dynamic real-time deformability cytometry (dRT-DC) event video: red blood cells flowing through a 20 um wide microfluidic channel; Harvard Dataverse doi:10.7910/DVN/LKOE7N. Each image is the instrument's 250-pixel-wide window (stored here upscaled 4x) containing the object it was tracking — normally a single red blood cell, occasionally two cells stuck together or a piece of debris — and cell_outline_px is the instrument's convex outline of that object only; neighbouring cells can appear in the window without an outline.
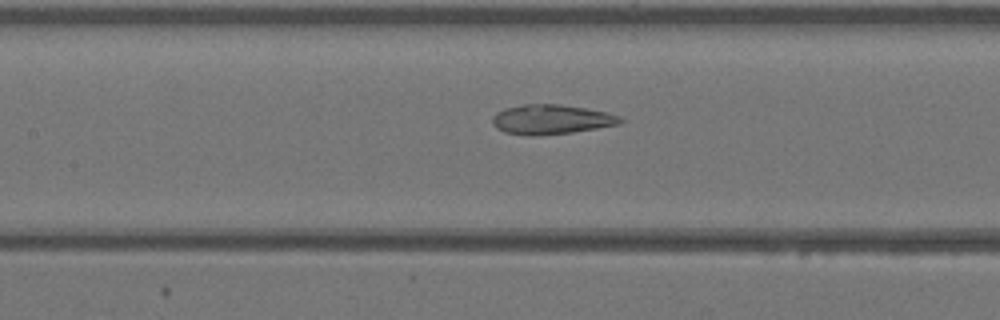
{"species": "Egyptian fruit bat (a non-hibernating species)", "species_latin": "Rousettus aegyptiacus", "temperature_condition": "warm", "stored_images_in_passage": 33, "camera_frame_rate_fps": 3000, "um_per_image_px": 0.085, "animal": {"sex": "female"}, "frame": {"image": 1, "passage_image": 10, "time_ms": 3.0, "image_size_px": [1000, 320], "cell_outline_px": [[624, 120], [620, 124], [572, 132], [536, 136], [528, 136], [504, 132], [496, 128], [492, 124], [492, 116], [496, 112], [504, 108], [520, 104], [560, 104], [608, 112], [620, 116]], "centroid_in_image_um": [46.82, 10.15], "position_along_channel_um": 160.6, "area_um2": 22.31}}
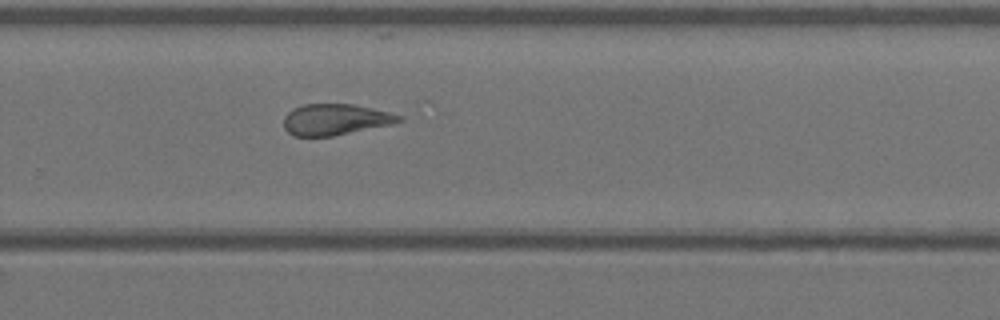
{"frame": {"image": 2, "passage_image": 19, "time_ms": 6.0, "image_size_px": [1000, 320], "cell_outline_px": [[404, 120], [392, 124], [332, 136], [292, 136], [284, 128], [284, 116], [292, 108], [304, 104], [352, 104], [388, 112], [400, 116]], "centroid_in_image_um": [28.46, 10.16], "position_along_channel_um": 301.3, "area_um2": 20.75}}
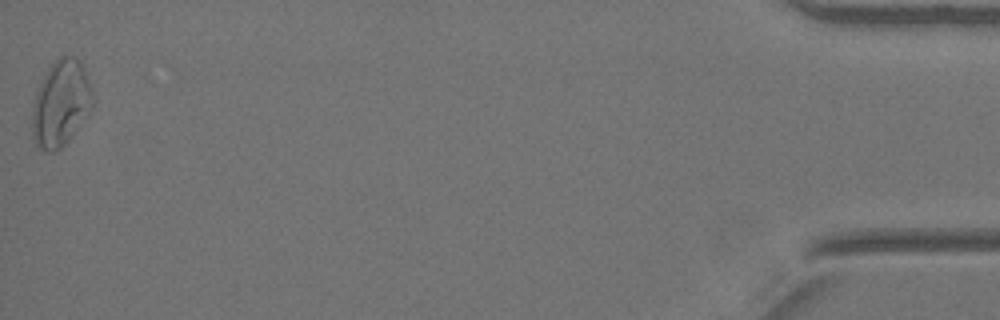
{"frame": {"image": 3, "passage_image": 33, "time_ms": 10.667, "image_size_px": [1000, 320], "cell_outline_px": [[92, 108], [68, 140], [56, 152], [48, 152], [36, 148], [32, 136], [32, 108], [36, 92], [48, 68], [60, 56], [76, 56], [84, 64], [92, 92]], "centroid_in_image_um": [5.15, 8.79], "position_along_channel_um": 430.0, "area_um2": 30.4}}